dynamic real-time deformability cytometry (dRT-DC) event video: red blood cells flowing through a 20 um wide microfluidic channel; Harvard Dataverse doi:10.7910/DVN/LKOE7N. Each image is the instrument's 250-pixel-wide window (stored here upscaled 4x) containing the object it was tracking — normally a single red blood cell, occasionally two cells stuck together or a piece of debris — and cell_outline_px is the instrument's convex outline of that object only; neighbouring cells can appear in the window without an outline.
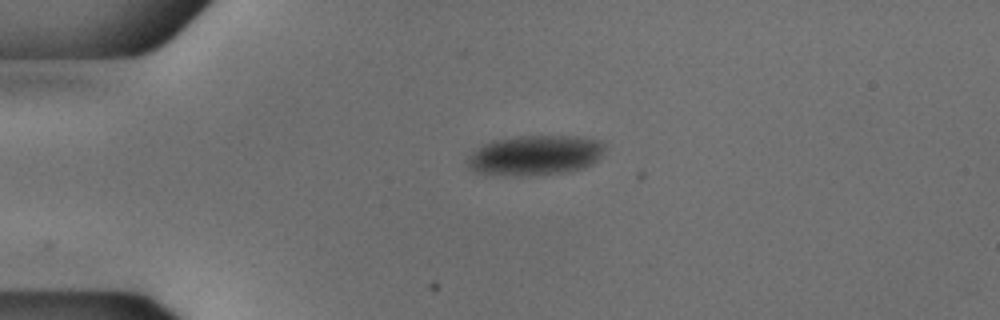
{"species": "common noctule bat (a hibernating species)", "species_latin": "Nyctalus noctula", "temperature_condition": "cold", "stored_images_in_passage": 5, "camera_frame_rate_fps": 3000, "um_per_image_px": 0.085, "animal": {"sex": "male", "body_mass_g": 18.8}, "frame": {"image": 1, "passage_image": 1, "time_ms": 0.0, "image_size_px": [1000, 320], "cell_outline_px": [[604, 152], [592, 164], [584, 168], [564, 172], [520, 176], [484, 176], [468, 168], [468, 156], [484, 144], [492, 140], [520, 136], [576, 136], [600, 140], [604, 144]], "centroid_in_image_um": [45.45, 13.22], "position_along_channel_um": 39.6, "area_um2": 32.31}}